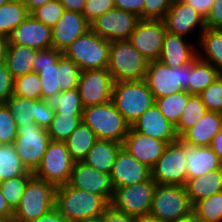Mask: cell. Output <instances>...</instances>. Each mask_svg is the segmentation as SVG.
I'll return each instance as SVG.
<instances>
[{
  "instance_id": "1",
  "label": "cell",
  "mask_w": 222,
  "mask_h": 222,
  "mask_svg": "<svg viewBox=\"0 0 222 222\" xmlns=\"http://www.w3.org/2000/svg\"><path fill=\"white\" fill-rule=\"evenodd\" d=\"M110 206L103 197L69 184L56 187L55 209L66 222H79L99 216Z\"/></svg>"
},
{
  "instance_id": "2",
  "label": "cell",
  "mask_w": 222,
  "mask_h": 222,
  "mask_svg": "<svg viewBox=\"0 0 222 222\" xmlns=\"http://www.w3.org/2000/svg\"><path fill=\"white\" fill-rule=\"evenodd\" d=\"M149 60L146 59L129 40L110 43L107 70L115 82L144 80Z\"/></svg>"
},
{
  "instance_id": "3",
  "label": "cell",
  "mask_w": 222,
  "mask_h": 222,
  "mask_svg": "<svg viewBox=\"0 0 222 222\" xmlns=\"http://www.w3.org/2000/svg\"><path fill=\"white\" fill-rule=\"evenodd\" d=\"M82 120L95 132L97 139L114 140L122 144L131 127L112 100L85 107Z\"/></svg>"
},
{
  "instance_id": "4",
  "label": "cell",
  "mask_w": 222,
  "mask_h": 222,
  "mask_svg": "<svg viewBox=\"0 0 222 222\" xmlns=\"http://www.w3.org/2000/svg\"><path fill=\"white\" fill-rule=\"evenodd\" d=\"M111 100L130 125L155 104L154 95L144 80L115 82Z\"/></svg>"
},
{
  "instance_id": "5",
  "label": "cell",
  "mask_w": 222,
  "mask_h": 222,
  "mask_svg": "<svg viewBox=\"0 0 222 222\" xmlns=\"http://www.w3.org/2000/svg\"><path fill=\"white\" fill-rule=\"evenodd\" d=\"M56 187L33 176L13 213L12 222H31L55 208Z\"/></svg>"
},
{
  "instance_id": "6",
  "label": "cell",
  "mask_w": 222,
  "mask_h": 222,
  "mask_svg": "<svg viewBox=\"0 0 222 222\" xmlns=\"http://www.w3.org/2000/svg\"><path fill=\"white\" fill-rule=\"evenodd\" d=\"M110 43L90 29L74 40L62 54L73 60L82 71L105 69L109 62Z\"/></svg>"
},
{
  "instance_id": "7",
  "label": "cell",
  "mask_w": 222,
  "mask_h": 222,
  "mask_svg": "<svg viewBox=\"0 0 222 222\" xmlns=\"http://www.w3.org/2000/svg\"><path fill=\"white\" fill-rule=\"evenodd\" d=\"M191 71L192 62L180 67L171 68L158 60L149 61L144 81L155 99L166 97L180 91L189 93Z\"/></svg>"
},
{
  "instance_id": "8",
  "label": "cell",
  "mask_w": 222,
  "mask_h": 222,
  "mask_svg": "<svg viewBox=\"0 0 222 222\" xmlns=\"http://www.w3.org/2000/svg\"><path fill=\"white\" fill-rule=\"evenodd\" d=\"M193 212V205L184 186L156 184L149 216L172 222Z\"/></svg>"
},
{
  "instance_id": "9",
  "label": "cell",
  "mask_w": 222,
  "mask_h": 222,
  "mask_svg": "<svg viewBox=\"0 0 222 222\" xmlns=\"http://www.w3.org/2000/svg\"><path fill=\"white\" fill-rule=\"evenodd\" d=\"M50 142L47 129L32 122L17 128V137L13 146L24 167L34 173L39 167Z\"/></svg>"
},
{
  "instance_id": "10",
  "label": "cell",
  "mask_w": 222,
  "mask_h": 222,
  "mask_svg": "<svg viewBox=\"0 0 222 222\" xmlns=\"http://www.w3.org/2000/svg\"><path fill=\"white\" fill-rule=\"evenodd\" d=\"M74 163L65 142L51 141L39 167L33 174L59 187L69 183Z\"/></svg>"
},
{
  "instance_id": "11",
  "label": "cell",
  "mask_w": 222,
  "mask_h": 222,
  "mask_svg": "<svg viewBox=\"0 0 222 222\" xmlns=\"http://www.w3.org/2000/svg\"><path fill=\"white\" fill-rule=\"evenodd\" d=\"M156 183L151 179L134 185L114 188L110 205L135 217L149 216Z\"/></svg>"
},
{
  "instance_id": "12",
  "label": "cell",
  "mask_w": 222,
  "mask_h": 222,
  "mask_svg": "<svg viewBox=\"0 0 222 222\" xmlns=\"http://www.w3.org/2000/svg\"><path fill=\"white\" fill-rule=\"evenodd\" d=\"M152 180L156 184L185 186L187 166L184 158L183 141L168 143L163 154L151 168Z\"/></svg>"
},
{
  "instance_id": "13",
  "label": "cell",
  "mask_w": 222,
  "mask_h": 222,
  "mask_svg": "<svg viewBox=\"0 0 222 222\" xmlns=\"http://www.w3.org/2000/svg\"><path fill=\"white\" fill-rule=\"evenodd\" d=\"M164 20L139 19L129 41L149 61L158 60L166 34Z\"/></svg>"
},
{
  "instance_id": "14",
  "label": "cell",
  "mask_w": 222,
  "mask_h": 222,
  "mask_svg": "<svg viewBox=\"0 0 222 222\" xmlns=\"http://www.w3.org/2000/svg\"><path fill=\"white\" fill-rule=\"evenodd\" d=\"M138 21L139 17L136 14L113 8L99 16L90 25L99 37L112 42L129 40Z\"/></svg>"
},
{
  "instance_id": "15",
  "label": "cell",
  "mask_w": 222,
  "mask_h": 222,
  "mask_svg": "<svg viewBox=\"0 0 222 222\" xmlns=\"http://www.w3.org/2000/svg\"><path fill=\"white\" fill-rule=\"evenodd\" d=\"M113 84L107 68L82 71L77 88L83 107L111 101Z\"/></svg>"
},
{
  "instance_id": "16",
  "label": "cell",
  "mask_w": 222,
  "mask_h": 222,
  "mask_svg": "<svg viewBox=\"0 0 222 222\" xmlns=\"http://www.w3.org/2000/svg\"><path fill=\"white\" fill-rule=\"evenodd\" d=\"M74 188L103 196L109 203L114 195L110 174L103 173L84 162H75L68 183Z\"/></svg>"
},
{
  "instance_id": "17",
  "label": "cell",
  "mask_w": 222,
  "mask_h": 222,
  "mask_svg": "<svg viewBox=\"0 0 222 222\" xmlns=\"http://www.w3.org/2000/svg\"><path fill=\"white\" fill-rule=\"evenodd\" d=\"M163 20L167 32L187 38L198 28L200 34L206 29L205 19L193 7L181 0H172L170 9Z\"/></svg>"
},
{
  "instance_id": "18",
  "label": "cell",
  "mask_w": 222,
  "mask_h": 222,
  "mask_svg": "<svg viewBox=\"0 0 222 222\" xmlns=\"http://www.w3.org/2000/svg\"><path fill=\"white\" fill-rule=\"evenodd\" d=\"M151 178V168L140 163L122 147L116 156L110 174L113 188L134 185Z\"/></svg>"
},
{
  "instance_id": "19",
  "label": "cell",
  "mask_w": 222,
  "mask_h": 222,
  "mask_svg": "<svg viewBox=\"0 0 222 222\" xmlns=\"http://www.w3.org/2000/svg\"><path fill=\"white\" fill-rule=\"evenodd\" d=\"M8 44H19L36 50L52 48V28L31 14L7 36Z\"/></svg>"
},
{
  "instance_id": "20",
  "label": "cell",
  "mask_w": 222,
  "mask_h": 222,
  "mask_svg": "<svg viewBox=\"0 0 222 222\" xmlns=\"http://www.w3.org/2000/svg\"><path fill=\"white\" fill-rule=\"evenodd\" d=\"M90 29L91 25L82 13L64 10L52 27V48L63 53L74 40Z\"/></svg>"
},
{
  "instance_id": "21",
  "label": "cell",
  "mask_w": 222,
  "mask_h": 222,
  "mask_svg": "<svg viewBox=\"0 0 222 222\" xmlns=\"http://www.w3.org/2000/svg\"><path fill=\"white\" fill-rule=\"evenodd\" d=\"M62 52L55 48L38 50L33 61V71L39 74L42 99L62 92L59 84L58 59Z\"/></svg>"
},
{
  "instance_id": "22",
  "label": "cell",
  "mask_w": 222,
  "mask_h": 222,
  "mask_svg": "<svg viewBox=\"0 0 222 222\" xmlns=\"http://www.w3.org/2000/svg\"><path fill=\"white\" fill-rule=\"evenodd\" d=\"M134 131L165 141L175 142L179 139L175 126L161 113L158 106L153 104L136 121L131 124Z\"/></svg>"
},
{
  "instance_id": "23",
  "label": "cell",
  "mask_w": 222,
  "mask_h": 222,
  "mask_svg": "<svg viewBox=\"0 0 222 222\" xmlns=\"http://www.w3.org/2000/svg\"><path fill=\"white\" fill-rule=\"evenodd\" d=\"M167 142L134 131L131 127L123 147L140 163L152 168L163 154Z\"/></svg>"
},
{
  "instance_id": "24",
  "label": "cell",
  "mask_w": 222,
  "mask_h": 222,
  "mask_svg": "<svg viewBox=\"0 0 222 222\" xmlns=\"http://www.w3.org/2000/svg\"><path fill=\"white\" fill-rule=\"evenodd\" d=\"M186 39L187 37L166 32L158 61L171 68L193 62L198 57V45Z\"/></svg>"
},
{
  "instance_id": "25",
  "label": "cell",
  "mask_w": 222,
  "mask_h": 222,
  "mask_svg": "<svg viewBox=\"0 0 222 222\" xmlns=\"http://www.w3.org/2000/svg\"><path fill=\"white\" fill-rule=\"evenodd\" d=\"M187 179L205 175L209 171L222 168V161L210 146H192L183 142Z\"/></svg>"
},
{
  "instance_id": "26",
  "label": "cell",
  "mask_w": 222,
  "mask_h": 222,
  "mask_svg": "<svg viewBox=\"0 0 222 222\" xmlns=\"http://www.w3.org/2000/svg\"><path fill=\"white\" fill-rule=\"evenodd\" d=\"M222 128V113L207 111L192 127L179 138L192 146H210L215 135Z\"/></svg>"
},
{
  "instance_id": "27",
  "label": "cell",
  "mask_w": 222,
  "mask_h": 222,
  "mask_svg": "<svg viewBox=\"0 0 222 222\" xmlns=\"http://www.w3.org/2000/svg\"><path fill=\"white\" fill-rule=\"evenodd\" d=\"M122 147L123 144L117 141L98 139L82 162L103 173L111 174L116 156Z\"/></svg>"
},
{
  "instance_id": "28",
  "label": "cell",
  "mask_w": 222,
  "mask_h": 222,
  "mask_svg": "<svg viewBox=\"0 0 222 222\" xmlns=\"http://www.w3.org/2000/svg\"><path fill=\"white\" fill-rule=\"evenodd\" d=\"M189 199L194 205L200 200L222 192V168L209 171L205 175L187 179L185 184Z\"/></svg>"
},
{
  "instance_id": "29",
  "label": "cell",
  "mask_w": 222,
  "mask_h": 222,
  "mask_svg": "<svg viewBox=\"0 0 222 222\" xmlns=\"http://www.w3.org/2000/svg\"><path fill=\"white\" fill-rule=\"evenodd\" d=\"M37 51L19 44H8L5 62L14 79L33 72V61Z\"/></svg>"
},
{
  "instance_id": "30",
  "label": "cell",
  "mask_w": 222,
  "mask_h": 222,
  "mask_svg": "<svg viewBox=\"0 0 222 222\" xmlns=\"http://www.w3.org/2000/svg\"><path fill=\"white\" fill-rule=\"evenodd\" d=\"M198 39L197 43L201 49L198 51V57L212 64L222 74V30L206 28Z\"/></svg>"
},
{
  "instance_id": "31",
  "label": "cell",
  "mask_w": 222,
  "mask_h": 222,
  "mask_svg": "<svg viewBox=\"0 0 222 222\" xmlns=\"http://www.w3.org/2000/svg\"><path fill=\"white\" fill-rule=\"evenodd\" d=\"M97 140L95 132L82 121L64 142L73 161L82 162Z\"/></svg>"
},
{
  "instance_id": "32",
  "label": "cell",
  "mask_w": 222,
  "mask_h": 222,
  "mask_svg": "<svg viewBox=\"0 0 222 222\" xmlns=\"http://www.w3.org/2000/svg\"><path fill=\"white\" fill-rule=\"evenodd\" d=\"M222 74L209 62L197 57L192 62L189 78V94L199 95Z\"/></svg>"
},
{
  "instance_id": "33",
  "label": "cell",
  "mask_w": 222,
  "mask_h": 222,
  "mask_svg": "<svg viewBox=\"0 0 222 222\" xmlns=\"http://www.w3.org/2000/svg\"><path fill=\"white\" fill-rule=\"evenodd\" d=\"M30 13L23 0H11L0 6V35L8 36Z\"/></svg>"
},
{
  "instance_id": "34",
  "label": "cell",
  "mask_w": 222,
  "mask_h": 222,
  "mask_svg": "<svg viewBox=\"0 0 222 222\" xmlns=\"http://www.w3.org/2000/svg\"><path fill=\"white\" fill-rule=\"evenodd\" d=\"M57 114L83 115L84 107L78 88L62 91L44 99Z\"/></svg>"
},
{
  "instance_id": "35",
  "label": "cell",
  "mask_w": 222,
  "mask_h": 222,
  "mask_svg": "<svg viewBox=\"0 0 222 222\" xmlns=\"http://www.w3.org/2000/svg\"><path fill=\"white\" fill-rule=\"evenodd\" d=\"M38 101L13 95L4 103L13 115L17 128L35 122Z\"/></svg>"
},
{
  "instance_id": "36",
  "label": "cell",
  "mask_w": 222,
  "mask_h": 222,
  "mask_svg": "<svg viewBox=\"0 0 222 222\" xmlns=\"http://www.w3.org/2000/svg\"><path fill=\"white\" fill-rule=\"evenodd\" d=\"M190 96L191 94L188 92L180 91L166 97L155 99V104L164 117L176 127Z\"/></svg>"
},
{
  "instance_id": "37",
  "label": "cell",
  "mask_w": 222,
  "mask_h": 222,
  "mask_svg": "<svg viewBox=\"0 0 222 222\" xmlns=\"http://www.w3.org/2000/svg\"><path fill=\"white\" fill-rule=\"evenodd\" d=\"M27 171L13 144L0 145V182L24 175Z\"/></svg>"
},
{
  "instance_id": "38",
  "label": "cell",
  "mask_w": 222,
  "mask_h": 222,
  "mask_svg": "<svg viewBox=\"0 0 222 222\" xmlns=\"http://www.w3.org/2000/svg\"><path fill=\"white\" fill-rule=\"evenodd\" d=\"M82 121V115H62L55 112L54 119L47 128L51 141L64 142Z\"/></svg>"
},
{
  "instance_id": "39",
  "label": "cell",
  "mask_w": 222,
  "mask_h": 222,
  "mask_svg": "<svg viewBox=\"0 0 222 222\" xmlns=\"http://www.w3.org/2000/svg\"><path fill=\"white\" fill-rule=\"evenodd\" d=\"M207 112V109L199 95H191L188 98L180 121L175 127L177 135L180 137L187 129L195 125Z\"/></svg>"
},
{
  "instance_id": "40",
  "label": "cell",
  "mask_w": 222,
  "mask_h": 222,
  "mask_svg": "<svg viewBox=\"0 0 222 222\" xmlns=\"http://www.w3.org/2000/svg\"><path fill=\"white\" fill-rule=\"evenodd\" d=\"M33 176V172L27 171L24 175L0 182L1 193L13 211L18 207L25 188Z\"/></svg>"
},
{
  "instance_id": "41",
  "label": "cell",
  "mask_w": 222,
  "mask_h": 222,
  "mask_svg": "<svg viewBox=\"0 0 222 222\" xmlns=\"http://www.w3.org/2000/svg\"><path fill=\"white\" fill-rule=\"evenodd\" d=\"M197 220L203 222H222V192L198 201L193 205Z\"/></svg>"
},
{
  "instance_id": "42",
  "label": "cell",
  "mask_w": 222,
  "mask_h": 222,
  "mask_svg": "<svg viewBox=\"0 0 222 222\" xmlns=\"http://www.w3.org/2000/svg\"><path fill=\"white\" fill-rule=\"evenodd\" d=\"M13 95L34 100H42L39 74L33 71L15 78Z\"/></svg>"
},
{
  "instance_id": "43",
  "label": "cell",
  "mask_w": 222,
  "mask_h": 222,
  "mask_svg": "<svg viewBox=\"0 0 222 222\" xmlns=\"http://www.w3.org/2000/svg\"><path fill=\"white\" fill-rule=\"evenodd\" d=\"M59 88L61 91H68L78 87L82 70L71 59L63 54L58 59Z\"/></svg>"
},
{
  "instance_id": "44",
  "label": "cell",
  "mask_w": 222,
  "mask_h": 222,
  "mask_svg": "<svg viewBox=\"0 0 222 222\" xmlns=\"http://www.w3.org/2000/svg\"><path fill=\"white\" fill-rule=\"evenodd\" d=\"M59 0H52L33 10L30 14L46 26L52 28L64 12Z\"/></svg>"
},
{
  "instance_id": "45",
  "label": "cell",
  "mask_w": 222,
  "mask_h": 222,
  "mask_svg": "<svg viewBox=\"0 0 222 222\" xmlns=\"http://www.w3.org/2000/svg\"><path fill=\"white\" fill-rule=\"evenodd\" d=\"M199 96L207 111L222 113V75L203 90Z\"/></svg>"
},
{
  "instance_id": "46",
  "label": "cell",
  "mask_w": 222,
  "mask_h": 222,
  "mask_svg": "<svg viewBox=\"0 0 222 222\" xmlns=\"http://www.w3.org/2000/svg\"><path fill=\"white\" fill-rule=\"evenodd\" d=\"M17 137V126L13 115L4 103H0V145L13 144Z\"/></svg>"
},
{
  "instance_id": "47",
  "label": "cell",
  "mask_w": 222,
  "mask_h": 222,
  "mask_svg": "<svg viewBox=\"0 0 222 222\" xmlns=\"http://www.w3.org/2000/svg\"><path fill=\"white\" fill-rule=\"evenodd\" d=\"M172 0H144L143 19L163 20Z\"/></svg>"
},
{
  "instance_id": "48",
  "label": "cell",
  "mask_w": 222,
  "mask_h": 222,
  "mask_svg": "<svg viewBox=\"0 0 222 222\" xmlns=\"http://www.w3.org/2000/svg\"><path fill=\"white\" fill-rule=\"evenodd\" d=\"M115 8L113 0H86L83 16L91 24L105 12Z\"/></svg>"
},
{
  "instance_id": "49",
  "label": "cell",
  "mask_w": 222,
  "mask_h": 222,
  "mask_svg": "<svg viewBox=\"0 0 222 222\" xmlns=\"http://www.w3.org/2000/svg\"><path fill=\"white\" fill-rule=\"evenodd\" d=\"M14 78L8 70L6 62H0V103H5L13 96Z\"/></svg>"
},
{
  "instance_id": "50",
  "label": "cell",
  "mask_w": 222,
  "mask_h": 222,
  "mask_svg": "<svg viewBox=\"0 0 222 222\" xmlns=\"http://www.w3.org/2000/svg\"><path fill=\"white\" fill-rule=\"evenodd\" d=\"M55 111L47 105L44 99L37 102V117H34L35 123L44 129H47L54 119Z\"/></svg>"
},
{
  "instance_id": "51",
  "label": "cell",
  "mask_w": 222,
  "mask_h": 222,
  "mask_svg": "<svg viewBox=\"0 0 222 222\" xmlns=\"http://www.w3.org/2000/svg\"><path fill=\"white\" fill-rule=\"evenodd\" d=\"M208 29L222 30V0H214L211 10L205 19Z\"/></svg>"
},
{
  "instance_id": "52",
  "label": "cell",
  "mask_w": 222,
  "mask_h": 222,
  "mask_svg": "<svg viewBox=\"0 0 222 222\" xmlns=\"http://www.w3.org/2000/svg\"><path fill=\"white\" fill-rule=\"evenodd\" d=\"M115 8L136 14L139 19H143L144 0H113Z\"/></svg>"
},
{
  "instance_id": "53",
  "label": "cell",
  "mask_w": 222,
  "mask_h": 222,
  "mask_svg": "<svg viewBox=\"0 0 222 222\" xmlns=\"http://www.w3.org/2000/svg\"><path fill=\"white\" fill-rule=\"evenodd\" d=\"M135 218L115 210L111 205L104 211V222H135Z\"/></svg>"
},
{
  "instance_id": "54",
  "label": "cell",
  "mask_w": 222,
  "mask_h": 222,
  "mask_svg": "<svg viewBox=\"0 0 222 222\" xmlns=\"http://www.w3.org/2000/svg\"><path fill=\"white\" fill-rule=\"evenodd\" d=\"M193 7L204 19L207 18L214 0H181Z\"/></svg>"
},
{
  "instance_id": "55",
  "label": "cell",
  "mask_w": 222,
  "mask_h": 222,
  "mask_svg": "<svg viewBox=\"0 0 222 222\" xmlns=\"http://www.w3.org/2000/svg\"><path fill=\"white\" fill-rule=\"evenodd\" d=\"M65 10L82 13L86 0H59Z\"/></svg>"
},
{
  "instance_id": "56",
  "label": "cell",
  "mask_w": 222,
  "mask_h": 222,
  "mask_svg": "<svg viewBox=\"0 0 222 222\" xmlns=\"http://www.w3.org/2000/svg\"><path fill=\"white\" fill-rule=\"evenodd\" d=\"M31 222H66L65 218L54 208L46 215Z\"/></svg>"
},
{
  "instance_id": "57",
  "label": "cell",
  "mask_w": 222,
  "mask_h": 222,
  "mask_svg": "<svg viewBox=\"0 0 222 222\" xmlns=\"http://www.w3.org/2000/svg\"><path fill=\"white\" fill-rule=\"evenodd\" d=\"M13 213L14 211L9 207L6 199L3 197L0 187V217H8L12 221Z\"/></svg>"
},
{
  "instance_id": "58",
  "label": "cell",
  "mask_w": 222,
  "mask_h": 222,
  "mask_svg": "<svg viewBox=\"0 0 222 222\" xmlns=\"http://www.w3.org/2000/svg\"><path fill=\"white\" fill-rule=\"evenodd\" d=\"M210 147L222 161V128L213 138Z\"/></svg>"
},
{
  "instance_id": "59",
  "label": "cell",
  "mask_w": 222,
  "mask_h": 222,
  "mask_svg": "<svg viewBox=\"0 0 222 222\" xmlns=\"http://www.w3.org/2000/svg\"><path fill=\"white\" fill-rule=\"evenodd\" d=\"M52 0H23L29 13Z\"/></svg>"
},
{
  "instance_id": "60",
  "label": "cell",
  "mask_w": 222,
  "mask_h": 222,
  "mask_svg": "<svg viewBox=\"0 0 222 222\" xmlns=\"http://www.w3.org/2000/svg\"><path fill=\"white\" fill-rule=\"evenodd\" d=\"M7 47V37L0 35V62H4L6 60Z\"/></svg>"
},
{
  "instance_id": "61",
  "label": "cell",
  "mask_w": 222,
  "mask_h": 222,
  "mask_svg": "<svg viewBox=\"0 0 222 222\" xmlns=\"http://www.w3.org/2000/svg\"><path fill=\"white\" fill-rule=\"evenodd\" d=\"M196 220H197L196 216H195L194 212H192L189 215L178 218V219H176L175 221H172V222H195Z\"/></svg>"
},
{
  "instance_id": "62",
  "label": "cell",
  "mask_w": 222,
  "mask_h": 222,
  "mask_svg": "<svg viewBox=\"0 0 222 222\" xmlns=\"http://www.w3.org/2000/svg\"><path fill=\"white\" fill-rule=\"evenodd\" d=\"M135 222H162V221L155 220L151 216H141V217H136Z\"/></svg>"
},
{
  "instance_id": "63",
  "label": "cell",
  "mask_w": 222,
  "mask_h": 222,
  "mask_svg": "<svg viewBox=\"0 0 222 222\" xmlns=\"http://www.w3.org/2000/svg\"><path fill=\"white\" fill-rule=\"evenodd\" d=\"M79 222H104V213L99 216L87 218L86 220H82Z\"/></svg>"
},
{
  "instance_id": "64",
  "label": "cell",
  "mask_w": 222,
  "mask_h": 222,
  "mask_svg": "<svg viewBox=\"0 0 222 222\" xmlns=\"http://www.w3.org/2000/svg\"><path fill=\"white\" fill-rule=\"evenodd\" d=\"M0 222H12L8 217H0Z\"/></svg>"
},
{
  "instance_id": "65",
  "label": "cell",
  "mask_w": 222,
  "mask_h": 222,
  "mask_svg": "<svg viewBox=\"0 0 222 222\" xmlns=\"http://www.w3.org/2000/svg\"><path fill=\"white\" fill-rule=\"evenodd\" d=\"M9 1H11V0H0V6L4 5L5 3H8Z\"/></svg>"
}]
</instances>
